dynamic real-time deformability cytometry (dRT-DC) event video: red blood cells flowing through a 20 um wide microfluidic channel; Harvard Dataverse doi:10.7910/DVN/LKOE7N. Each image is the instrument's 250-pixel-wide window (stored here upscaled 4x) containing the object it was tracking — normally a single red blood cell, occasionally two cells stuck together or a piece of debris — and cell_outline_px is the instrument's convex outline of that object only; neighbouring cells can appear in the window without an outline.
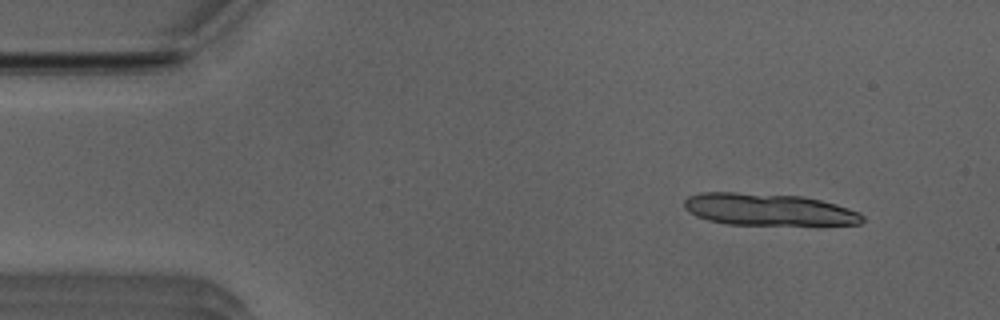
{"species": "Egyptian fruit bat (a non-hibernating species)", "species_latin": "Rousettus aegyptiacus", "temperature_condition": "room temperature", "stored_images_in_passage": 9, "camera_frame_rate_fps": 3000, "um_per_image_px": 0.085, "animal": {"sex": "male"}, "frame": {"image": 1, "passage_image": 1, "time_ms": 0.0, "image_size_px": [1000, 320], "cell_outline_px": [[864, 220], [860, 224], [728, 224], [708, 220], [696, 216], [684, 208], [684, 200], [688, 196], [700, 192], [736, 192], [800, 196], [820, 200], [836, 204], [860, 212], [864, 216]], "centroid_in_image_um": [65.28, 17.8], "position_along_channel_um": 19.7, "area_um2": 33.0}}